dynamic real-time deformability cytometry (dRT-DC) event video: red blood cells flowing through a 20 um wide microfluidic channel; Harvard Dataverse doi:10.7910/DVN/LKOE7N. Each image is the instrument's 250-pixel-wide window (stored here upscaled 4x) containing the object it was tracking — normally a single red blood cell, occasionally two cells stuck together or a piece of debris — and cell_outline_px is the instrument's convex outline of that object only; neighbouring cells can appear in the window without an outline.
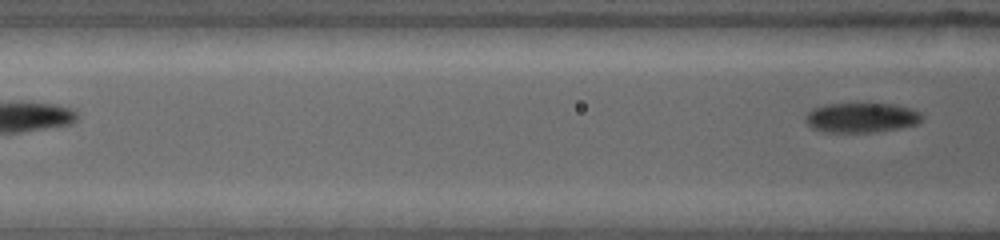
{"species": "common noctule bat (a hibernating species)", "species_latin": "Nyctalus noctula", "temperature_condition": "warm", "stored_images_in_passage": 6, "segment_of_instrument_passage": [2, 2], "camera_frame_rate_fps": 4500, "um_per_image_px": 0.085, "animal": {"sex": "female", "body_mass_g": 19.0, "forearm_length_mm": 53.3}, "frame": {"image": 1, "passage_image": 6, "time_ms": 4.889, "image_size_px": [1000, 240], "cell_outline_px": [[924, 116], [916, 124], [900, 128], [872, 132], [824, 132], [812, 128], [804, 120], [804, 116], [812, 108], [824, 104], [892, 104], [912, 108], [920, 112]], "centroid_in_image_um": [73.19, 10.0], "position_along_channel_um": 93.4, "area_um2": 20.29}}